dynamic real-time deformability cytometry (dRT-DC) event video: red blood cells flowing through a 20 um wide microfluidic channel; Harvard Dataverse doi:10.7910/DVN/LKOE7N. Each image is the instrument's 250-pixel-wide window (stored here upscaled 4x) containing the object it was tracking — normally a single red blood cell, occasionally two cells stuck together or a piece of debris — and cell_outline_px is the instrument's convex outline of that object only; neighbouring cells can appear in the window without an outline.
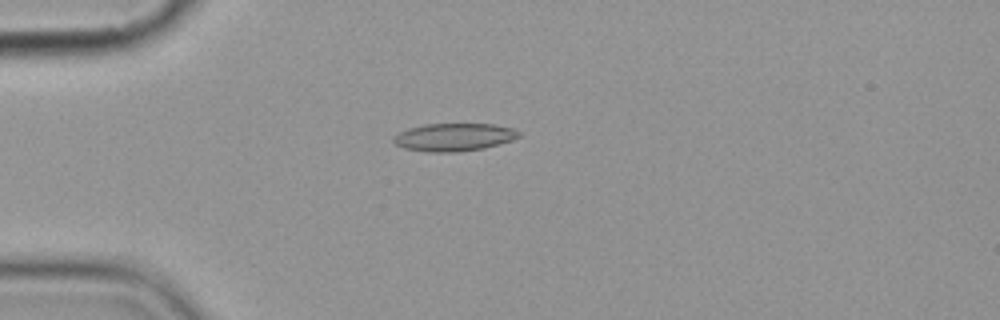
{"species": "common noctule bat (a hibernating species)", "species_latin": "Nyctalus noctula", "temperature_condition": "cold", "stored_images_in_passage": 4, "camera_frame_rate_fps": 3000, "um_per_image_px": 0.085, "animal": {"sex": "female", "body_mass_g": 19.9}, "frame": {"image": 1, "passage_image": 4, "time_ms": 3.333, "image_size_px": [1000, 320], "cell_outline_px": [[520, 136], [512, 140], [500, 144], [484, 148], [456, 152], [428, 152], [404, 148], [396, 144], [392, 140], [392, 136], [408, 128], [424, 124], [492, 124], [512, 128], [520, 132]], "centroid_in_image_um": [38.57, 11.66], "position_along_channel_um": 46.4, "area_um2": 20.35}}